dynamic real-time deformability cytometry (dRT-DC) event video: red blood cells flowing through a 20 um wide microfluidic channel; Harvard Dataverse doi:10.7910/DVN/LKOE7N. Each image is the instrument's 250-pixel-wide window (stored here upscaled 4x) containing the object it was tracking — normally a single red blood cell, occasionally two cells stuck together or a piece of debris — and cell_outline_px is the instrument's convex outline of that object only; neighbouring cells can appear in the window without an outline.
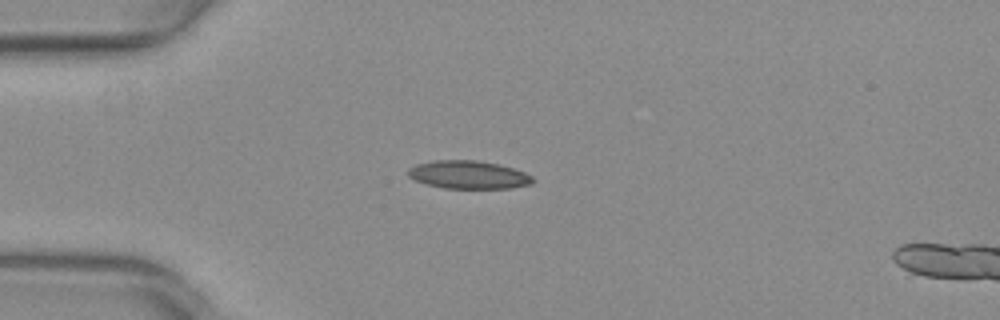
{"species": "common noctule bat (a hibernating species)", "species_latin": "Nyctalus noctula", "temperature_condition": "warm", "stored_images_in_passage": 38, "camera_frame_rate_fps": 3000, "um_per_image_px": 0.085, "animal": {"sex": "female", "body_mass_g": 29.2, "forearm_length_mm": 56.3}, "frame": {"image": 1, "passage_image": 1, "time_ms": 0.0, "image_size_px": [1000, 320], "cell_outline_px": [[536, 180], [532, 184], [512, 188], [444, 188], [428, 184], [416, 180], [408, 176], [408, 168], [416, 164], [432, 160], [476, 160], [500, 164], [524, 172], [532, 176]], "centroid_in_image_um": [39.84, 14.85], "position_along_channel_um": 45.2, "area_um2": 20.46}}
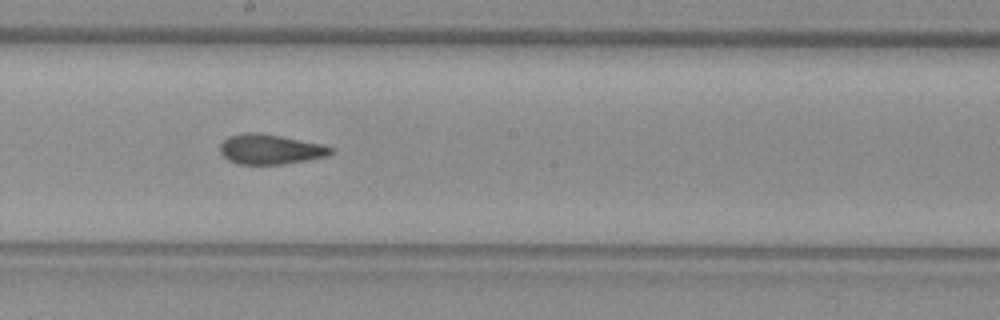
{"frame": {"image": 2, "passage_image": 16, "time_ms": 5.0, "image_size_px": [1000, 320], "cell_outline_px": [[332, 152], [328, 156], [284, 164], [236, 164], [228, 160], [220, 152], [220, 144], [228, 136], [244, 132], [256, 132], [280, 136], [320, 144], [332, 148]], "centroid_in_image_um": [22.92, 12.69], "position_along_channel_um": 225.3, "area_um2": 19.19}}
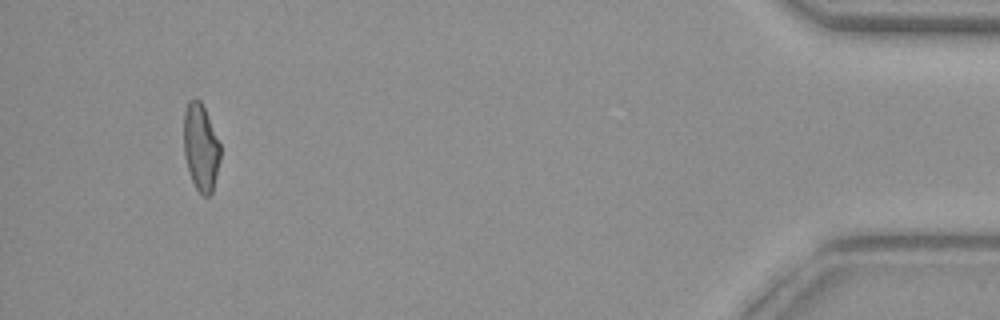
{"frame": {"image": 3, "passage_image": 36, "time_ms": 11.667, "image_size_px": [1000, 320], "cell_outline_px": [[220, 160], [212, 192], [208, 196], [204, 196], [196, 188], [192, 180], [184, 156], [184, 112], [188, 100], [200, 100], [204, 108], [220, 144]], "centroid_in_image_um": [17.06, 12.53], "position_along_channel_um": 418.1, "area_um2": 18.26}, "authors_computed_cell_mechanics": {"area_um2": 19.3919, "velocity_mm_per_s": 4.0231, "shape_relaxation_time_tau1_ms": null, "shape_relaxation_time_tau2_ms": 2.3239, "deformation_change_tau1": null, "deformation_change_tau2": 0.0792}}